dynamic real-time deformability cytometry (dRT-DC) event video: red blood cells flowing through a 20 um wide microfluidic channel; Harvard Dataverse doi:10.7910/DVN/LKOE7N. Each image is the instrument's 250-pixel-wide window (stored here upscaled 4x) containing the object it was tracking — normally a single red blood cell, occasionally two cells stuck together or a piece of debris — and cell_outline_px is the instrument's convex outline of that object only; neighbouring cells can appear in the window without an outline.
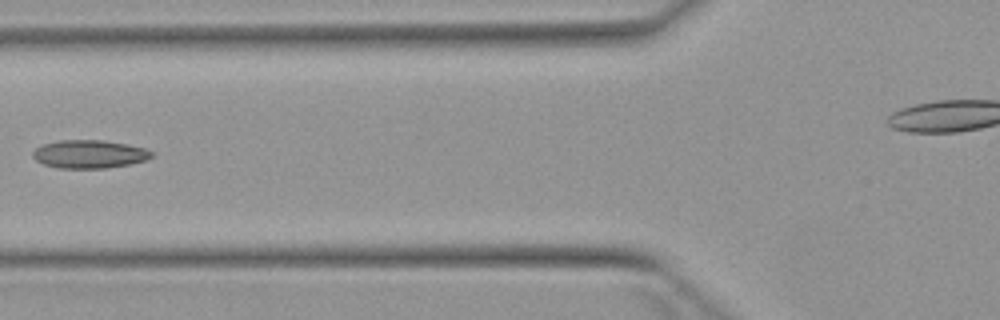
{"species": "Egyptian fruit bat (a non-hibernating species)", "species_latin": "Rousettus aegyptiacus", "temperature_condition": "warm", "stored_images_in_passage": 6, "segment_of_instrument_passage": [2, 2], "camera_frame_rate_fps": 3000, "um_per_image_px": 0.085, "animal": {"sex": "female"}, "frame": {"image": 1, "passage_image": 5, "time_ms": 8.333, "image_size_px": [1000, 320], "cell_outline_px": [[156, 152], [148, 160], [128, 164], [104, 168], [56, 168], [44, 164], [36, 160], [32, 156], [32, 152], [36, 148], [44, 144], [60, 140], [104, 140], [128, 144], [144, 148]], "centroid_in_image_um": [7.62, 13.1], "position_along_channel_um": 118.2, "area_um2": 19.59}}
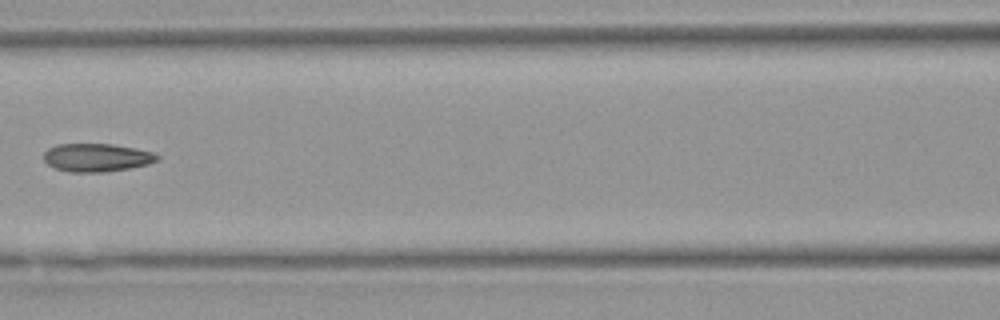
{"frame": {"image": 2, "passage_image": 6, "time_ms": 9.333, "image_size_px": [1000, 320], "cell_outline_px": [[160, 156], [156, 160], [148, 164], [128, 168], [104, 172], [68, 172], [56, 168], [48, 164], [44, 160], [44, 152], [48, 148], [56, 144], [112, 144], [152, 152]], "centroid_in_image_um": [8.18, 13.39], "position_along_channel_um": 158.4, "area_um2": 18.44}}